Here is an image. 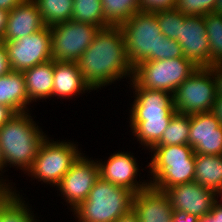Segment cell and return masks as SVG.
I'll use <instances>...</instances> for the list:
<instances>
[{"label": "cell", "instance_id": "cell-1", "mask_svg": "<svg viewBox=\"0 0 222 222\" xmlns=\"http://www.w3.org/2000/svg\"><path fill=\"white\" fill-rule=\"evenodd\" d=\"M83 79L96 93L119 81L130 82L133 66L128 60L119 26L100 29L77 61ZM118 81V82H117ZM115 82V83H114Z\"/></svg>", "mask_w": 222, "mask_h": 222}, {"label": "cell", "instance_id": "cell-2", "mask_svg": "<svg viewBox=\"0 0 222 222\" xmlns=\"http://www.w3.org/2000/svg\"><path fill=\"white\" fill-rule=\"evenodd\" d=\"M129 62L134 67L142 61L185 58L180 44L164 36L156 14L136 12L120 26Z\"/></svg>", "mask_w": 222, "mask_h": 222}, {"label": "cell", "instance_id": "cell-3", "mask_svg": "<svg viewBox=\"0 0 222 222\" xmlns=\"http://www.w3.org/2000/svg\"><path fill=\"white\" fill-rule=\"evenodd\" d=\"M31 112L32 110L17 113L0 127V149L5 172H8V167H13L15 170H22L21 174H26L32 167L40 146L48 137Z\"/></svg>", "mask_w": 222, "mask_h": 222}, {"label": "cell", "instance_id": "cell-4", "mask_svg": "<svg viewBox=\"0 0 222 222\" xmlns=\"http://www.w3.org/2000/svg\"><path fill=\"white\" fill-rule=\"evenodd\" d=\"M133 197L132 191L99 177L72 214L75 222H115L132 209Z\"/></svg>", "mask_w": 222, "mask_h": 222}, {"label": "cell", "instance_id": "cell-5", "mask_svg": "<svg viewBox=\"0 0 222 222\" xmlns=\"http://www.w3.org/2000/svg\"><path fill=\"white\" fill-rule=\"evenodd\" d=\"M47 137L40 146L32 167L26 175L46 186L56 187L71 166L83 154V149L78 147V142L71 139L66 141Z\"/></svg>", "mask_w": 222, "mask_h": 222}, {"label": "cell", "instance_id": "cell-6", "mask_svg": "<svg viewBox=\"0 0 222 222\" xmlns=\"http://www.w3.org/2000/svg\"><path fill=\"white\" fill-rule=\"evenodd\" d=\"M198 67L186 58L142 61L133 67L132 80L140 87L174 94Z\"/></svg>", "mask_w": 222, "mask_h": 222}, {"label": "cell", "instance_id": "cell-7", "mask_svg": "<svg viewBox=\"0 0 222 222\" xmlns=\"http://www.w3.org/2000/svg\"><path fill=\"white\" fill-rule=\"evenodd\" d=\"M217 97L216 80L210 67H198L173 94L177 113L211 112Z\"/></svg>", "mask_w": 222, "mask_h": 222}, {"label": "cell", "instance_id": "cell-8", "mask_svg": "<svg viewBox=\"0 0 222 222\" xmlns=\"http://www.w3.org/2000/svg\"><path fill=\"white\" fill-rule=\"evenodd\" d=\"M100 29L73 20L50 26L51 59L57 62H77Z\"/></svg>", "mask_w": 222, "mask_h": 222}, {"label": "cell", "instance_id": "cell-9", "mask_svg": "<svg viewBox=\"0 0 222 222\" xmlns=\"http://www.w3.org/2000/svg\"><path fill=\"white\" fill-rule=\"evenodd\" d=\"M91 158L83 153L54 188L64 199L61 203L65 202L66 209L70 212L88 198L89 192L100 177L97 160Z\"/></svg>", "mask_w": 222, "mask_h": 222}, {"label": "cell", "instance_id": "cell-10", "mask_svg": "<svg viewBox=\"0 0 222 222\" xmlns=\"http://www.w3.org/2000/svg\"><path fill=\"white\" fill-rule=\"evenodd\" d=\"M3 42L13 71L24 72L51 60V32L48 26L20 39Z\"/></svg>", "mask_w": 222, "mask_h": 222}, {"label": "cell", "instance_id": "cell-11", "mask_svg": "<svg viewBox=\"0 0 222 222\" xmlns=\"http://www.w3.org/2000/svg\"><path fill=\"white\" fill-rule=\"evenodd\" d=\"M117 151L109 154L108 159L105 158L104 161L100 158L96 159L99 166L100 177L107 182L130 190L134 194L148 188L150 186L148 178L145 180L138 178L142 176L140 169L144 164L142 163L141 166H139L140 162L131 151ZM138 179L139 181H137Z\"/></svg>", "mask_w": 222, "mask_h": 222}, {"label": "cell", "instance_id": "cell-12", "mask_svg": "<svg viewBox=\"0 0 222 222\" xmlns=\"http://www.w3.org/2000/svg\"><path fill=\"white\" fill-rule=\"evenodd\" d=\"M130 84V85H129ZM133 102L129 103L128 120L171 119L177 112L173 94L166 91L140 88L133 80L128 82ZM132 89V90H130ZM133 93V94H132Z\"/></svg>", "mask_w": 222, "mask_h": 222}, {"label": "cell", "instance_id": "cell-13", "mask_svg": "<svg viewBox=\"0 0 222 222\" xmlns=\"http://www.w3.org/2000/svg\"><path fill=\"white\" fill-rule=\"evenodd\" d=\"M165 193L174 212L191 214L198 218L209 214L216 203V192L194 181L169 187Z\"/></svg>", "mask_w": 222, "mask_h": 222}, {"label": "cell", "instance_id": "cell-14", "mask_svg": "<svg viewBox=\"0 0 222 222\" xmlns=\"http://www.w3.org/2000/svg\"><path fill=\"white\" fill-rule=\"evenodd\" d=\"M203 16H186L180 25L179 39L182 54L197 67H210V44Z\"/></svg>", "mask_w": 222, "mask_h": 222}, {"label": "cell", "instance_id": "cell-15", "mask_svg": "<svg viewBox=\"0 0 222 222\" xmlns=\"http://www.w3.org/2000/svg\"><path fill=\"white\" fill-rule=\"evenodd\" d=\"M189 146L195 154L222 155V125L212 111L190 115Z\"/></svg>", "mask_w": 222, "mask_h": 222}, {"label": "cell", "instance_id": "cell-16", "mask_svg": "<svg viewBox=\"0 0 222 222\" xmlns=\"http://www.w3.org/2000/svg\"><path fill=\"white\" fill-rule=\"evenodd\" d=\"M132 209L139 222H170L174 213L167 194L151 186L134 194Z\"/></svg>", "mask_w": 222, "mask_h": 222}, {"label": "cell", "instance_id": "cell-17", "mask_svg": "<svg viewBox=\"0 0 222 222\" xmlns=\"http://www.w3.org/2000/svg\"><path fill=\"white\" fill-rule=\"evenodd\" d=\"M44 27L37 4L33 0H25L8 12L3 41L20 39Z\"/></svg>", "mask_w": 222, "mask_h": 222}, {"label": "cell", "instance_id": "cell-18", "mask_svg": "<svg viewBox=\"0 0 222 222\" xmlns=\"http://www.w3.org/2000/svg\"><path fill=\"white\" fill-rule=\"evenodd\" d=\"M91 91L93 90L83 79L77 62L54 61L52 101L55 98L60 99V101L63 99L71 100L85 93L90 94Z\"/></svg>", "mask_w": 222, "mask_h": 222}, {"label": "cell", "instance_id": "cell-19", "mask_svg": "<svg viewBox=\"0 0 222 222\" xmlns=\"http://www.w3.org/2000/svg\"><path fill=\"white\" fill-rule=\"evenodd\" d=\"M150 162L145 165L148 169L147 177L151 182L165 167H171V165L179 164H195V152L194 149L186 144L183 145H169V146H154L149 151ZM153 154V155H152ZM149 173V174H148Z\"/></svg>", "mask_w": 222, "mask_h": 222}, {"label": "cell", "instance_id": "cell-20", "mask_svg": "<svg viewBox=\"0 0 222 222\" xmlns=\"http://www.w3.org/2000/svg\"><path fill=\"white\" fill-rule=\"evenodd\" d=\"M27 95L31 104L35 102H47L52 100V91L54 84V61L51 59L23 72ZM40 100V101H39ZM42 100V101H41Z\"/></svg>", "mask_w": 222, "mask_h": 222}, {"label": "cell", "instance_id": "cell-21", "mask_svg": "<svg viewBox=\"0 0 222 222\" xmlns=\"http://www.w3.org/2000/svg\"><path fill=\"white\" fill-rule=\"evenodd\" d=\"M0 104L12 108L16 113L31 110L23 72L11 70L0 77Z\"/></svg>", "mask_w": 222, "mask_h": 222}, {"label": "cell", "instance_id": "cell-22", "mask_svg": "<svg viewBox=\"0 0 222 222\" xmlns=\"http://www.w3.org/2000/svg\"><path fill=\"white\" fill-rule=\"evenodd\" d=\"M19 191H0V222H42Z\"/></svg>", "mask_w": 222, "mask_h": 222}, {"label": "cell", "instance_id": "cell-23", "mask_svg": "<svg viewBox=\"0 0 222 222\" xmlns=\"http://www.w3.org/2000/svg\"><path fill=\"white\" fill-rule=\"evenodd\" d=\"M194 182L214 192L222 187V155L195 154Z\"/></svg>", "mask_w": 222, "mask_h": 222}, {"label": "cell", "instance_id": "cell-24", "mask_svg": "<svg viewBox=\"0 0 222 222\" xmlns=\"http://www.w3.org/2000/svg\"><path fill=\"white\" fill-rule=\"evenodd\" d=\"M171 119L129 120L130 135L147 153L158 143Z\"/></svg>", "mask_w": 222, "mask_h": 222}, {"label": "cell", "instance_id": "cell-25", "mask_svg": "<svg viewBox=\"0 0 222 222\" xmlns=\"http://www.w3.org/2000/svg\"><path fill=\"white\" fill-rule=\"evenodd\" d=\"M195 164H179L165 167L151 182L150 186L165 192L174 185L194 181Z\"/></svg>", "mask_w": 222, "mask_h": 222}, {"label": "cell", "instance_id": "cell-26", "mask_svg": "<svg viewBox=\"0 0 222 222\" xmlns=\"http://www.w3.org/2000/svg\"><path fill=\"white\" fill-rule=\"evenodd\" d=\"M45 26H53L72 19L74 0H33Z\"/></svg>", "mask_w": 222, "mask_h": 222}, {"label": "cell", "instance_id": "cell-27", "mask_svg": "<svg viewBox=\"0 0 222 222\" xmlns=\"http://www.w3.org/2000/svg\"><path fill=\"white\" fill-rule=\"evenodd\" d=\"M101 3L105 21L110 26H120L141 11L140 0H101Z\"/></svg>", "mask_w": 222, "mask_h": 222}, {"label": "cell", "instance_id": "cell-28", "mask_svg": "<svg viewBox=\"0 0 222 222\" xmlns=\"http://www.w3.org/2000/svg\"><path fill=\"white\" fill-rule=\"evenodd\" d=\"M71 20L92 24L101 29L110 27L103 15L101 0H74Z\"/></svg>", "mask_w": 222, "mask_h": 222}, {"label": "cell", "instance_id": "cell-29", "mask_svg": "<svg viewBox=\"0 0 222 222\" xmlns=\"http://www.w3.org/2000/svg\"><path fill=\"white\" fill-rule=\"evenodd\" d=\"M190 115L176 113L155 146L189 145Z\"/></svg>", "mask_w": 222, "mask_h": 222}, {"label": "cell", "instance_id": "cell-30", "mask_svg": "<svg viewBox=\"0 0 222 222\" xmlns=\"http://www.w3.org/2000/svg\"><path fill=\"white\" fill-rule=\"evenodd\" d=\"M203 18L210 44V66L222 63V14L212 12Z\"/></svg>", "mask_w": 222, "mask_h": 222}, {"label": "cell", "instance_id": "cell-31", "mask_svg": "<svg viewBox=\"0 0 222 222\" xmlns=\"http://www.w3.org/2000/svg\"><path fill=\"white\" fill-rule=\"evenodd\" d=\"M159 22L160 30L164 36L172 40L179 39L180 25L187 16L176 8L154 12Z\"/></svg>", "mask_w": 222, "mask_h": 222}, {"label": "cell", "instance_id": "cell-32", "mask_svg": "<svg viewBox=\"0 0 222 222\" xmlns=\"http://www.w3.org/2000/svg\"><path fill=\"white\" fill-rule=\"evenodd\" d=\"M216 0H177L176 9L188 16H204L214 12Z\"/></svg>", "mask_w": 222, "mask_h": 222}, {"label": "cell", "instance_id": "cell-33", "mask_svg": "<svg viewBox=\"0 0 222 222\" xmlns=\"http://www.w3.org/2000/svg\"><path fill=\"white\" fill-rule=\"evenodd\" d=\"M177 0H140V9L142 12H157L176 7Z\"/></svg>", "mask_w": 222, "mask_h": 222}, {"label": "cell", "instance_id": "cell-34", "mask_svg": "<svg viewBox=\"0 0 222 222\" xmlns=\"http://www.w3.org/2000/svg\"><path fill=\"white\" fill-rule=\"evenodd\" d=\"M4 174H5V163L0 149V191H13L16 188L15 182L14 183L10 182L12 180H9L8 178L9 175L4 176Z\"/></svg>", "mask_w": 222, "mask_h": 222}, {"label": "cell", "instance_id": "cell-35", "mask_svg": "<svg viewBox=\"0 0 222 222\" xmlns=\"http://www.w3.org/2000/svg\"><path fill=\"white\" fill-rule=\"evenodd\" d=\"M11 70L6 45L3 41H0V77L6 75Z\"/></svg>", "mask_w": 222, "mask_h": 222}, {"label": "cell", "instance_id": "cell-36", "mask_svg": "<svg viewBox=\"0 0 222 222\" xmlns=\"http://www.w3.org/2000/svg\"><path fill=\"white\" fill-rule=\"evenodd\" d=\"M198 222H222V206L216 202L210 213L199 218Z\"/></svg>", "mask_w": 222, "mask_h": 222}, {"label": "cell", "instance_id": "cell-37", "mask_svg": "<svg viewBox=\"0 0 222 222\" xmlns=\"http://www.w3.org/2000/svg\"><path fill=\"white\" fill-rule=\"evenodd\" d=\"M216 80L217 96H222V63L210 66Z\"/></svg>", "mask_w": 222, "mask_h": 222}, {"label": "cell", "instance_id": "cell-38", "mask_svg": "<svg viewBox=\"0 0 222 222\" xmlns=\"http://www.w3.org/2000/svg\"><path fill=\"white\" fill-rule=\"evenodd\" d=\"M16 114L17 113L12 108L0 104V127Z\"/></svg>", "mask_w": 222, "mask_h": 222}, {"label": "cell", "instance_id": "cell-39", "mask_svg": "<svg viewBox=\"0 0 222 222\" xmlns=\"http://www.w3.org/2000/svg\"><path fill=\"white\" fill-rule=\"evenodd\" d=\"M198 220L195 215L174 212L170 222H198Z\"/></svg>", "mask_w": 222, "mask_h": 222}, {"label": "cell", "instance_id": "cell-40", "mask_svg": "<svg viewBox=\"0 0 222 222\" xmlns=\"http://www.w3.org/2000/svg\"><path fill=\"white\" fill-rule=\"evenodd\" d=\"M25 0H0V9L7 12L13 10L15 7L23 3Z\"/></svg>", "mask_w": 222, "mask_h": 222}, {"label": "cell", "instance_id": "cell-41", "mask_svg": "<svg viewBox=\"0 0 222 222\" xmlns=\"http://www.w3.org/2000/svg\"><path fill=\"white\" fill-rule=\"evenodd\" d=\"M212 112L217 116V119L222 125V96H217L213 104Z\"/></svg>", "mask_w": 222, "mask_h": 222}, {"label": "cell", "instance_id": "cell-42", "mask_svg": "<svg viewBox=\"0 0 222 222\" xmlns=\"http://www.w3.org/2000/svg\"><path fill=\"white\" fill-rule=\"evenodd\" d=\"M7 17H8V12L6 10L0 9V41H3L4 38Z\"/></svg>", "mask_w": 222, "mask_h": 222}, {"label": "cell", "instance_id": "cell-43", "mask_svg": "<svg viewBox=\"0 0 222 222\" xmlns=\"http://www.w3.org/2000/svg\"><path fill=\"white\" fill-rule=\"evenodd\" d=\"M115 222H139L138 216L133 209L119 217Z\"/></svg>", "mask_w": 222, "mask_h": 222}, {"label": "cell", "instance_id": "cell-44", "mask_svg": "<svg viewBox=\"0 0 222 222\" xmlns=\"http://www.w3.org/2000/svg\"><path fill=\"white\" fill-rule=\"evenodd\" d=\"M214 12L218 14H222V0H216Z\"/></svg>", "mask_w": 222, "mask_h": 222}, {"label": "cell", "instance_id": "cell-45", "mask_svg": "<svg viewBox=\"0 0 222 222\" xmlns=\"http://www.w3.org/2000/svg\"><path fill=\"white\" fill-rule=\"evenodd\" d=\"M221 196V197H220ZM222 187L216 191V202L222 206Z\"/></svg>", "mask_w": 222, "mask_h": 222}]
</instances>
